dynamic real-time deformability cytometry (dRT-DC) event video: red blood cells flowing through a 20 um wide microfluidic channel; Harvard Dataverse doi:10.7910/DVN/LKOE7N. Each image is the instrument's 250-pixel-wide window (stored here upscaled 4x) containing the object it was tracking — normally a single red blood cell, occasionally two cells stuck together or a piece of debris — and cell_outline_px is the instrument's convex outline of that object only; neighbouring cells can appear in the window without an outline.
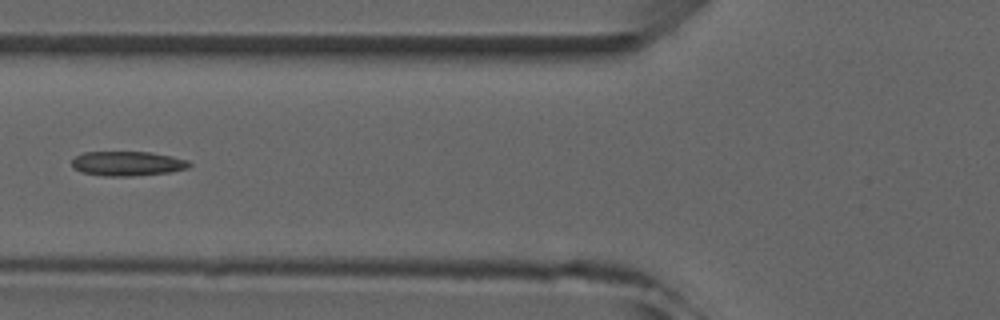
{"species": "common noctule bat (a hibernating species)", "species_latin": "Nyctalus noctula", "temperature_condition": "room temperature", "stored_images_in_passage": 6, "camera_frame_rate_fps": 3000, "um_per_image_px": 0.085, "animal": {"sex": "male", "forearm_length_mm": 52.5}, "frame": {"image": 1, "passage_image": 6, "time_ms": 5.667, "image_size_px": [1000, 320], "cell_outline_px": [[192, 164], [188, 168], [172, 172], [132, 176], [104, 176], [80, 172], [72, 168], [72, 160], [76, 156], [84, 152], [152, 152], [172, 156], [188, 160]], "centroid_in_image_um": [10.84, 13.9], "position_along_channel_um": 115.0, "area_um2": 16.99}}